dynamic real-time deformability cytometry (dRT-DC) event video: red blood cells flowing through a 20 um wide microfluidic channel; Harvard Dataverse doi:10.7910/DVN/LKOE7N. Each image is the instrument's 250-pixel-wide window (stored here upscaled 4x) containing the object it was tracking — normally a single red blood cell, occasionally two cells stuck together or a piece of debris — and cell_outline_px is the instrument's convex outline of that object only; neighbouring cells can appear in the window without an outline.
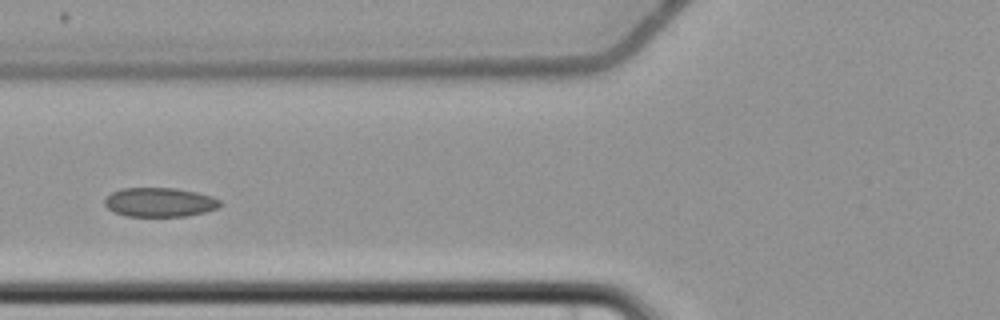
{"species": "common noctule bat (a hibernating species)", "species_latin": "Nyctalus noctula", "temperature_condition": "cold", "stored_images_in_passage": 6, "camera_frame_rate_fps": 3000, "um_per_image_px": 0.085, "animal": {"sex": "female", "body_mass_g": 22.7, "forearm_length_mm": 54.2}, "frame": {"image": 1, "passage_image": 4, "time_ms": 3.667, "image_size_px": [1000, 320], "cell_outline_px": [[220, 204], [216, 208], [204, 212], [184, 216], [124, 216], [108, 208], [104, 204], [104, 200], [112, 192], [120, 188], [176, 188], [196, 192], [212, 196], [220, 200]], "centroid_in_image_um": [13.55, 17.18], "position_along_channel_um": 112.3, "area_um2": 19.48}}
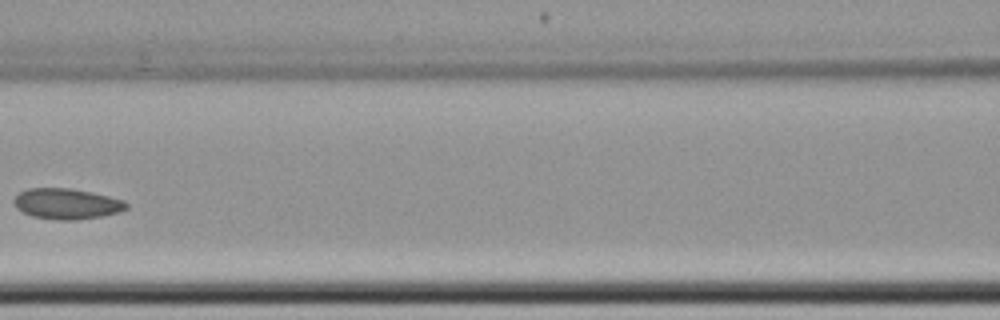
{"frame": {"image": 2, "passage_image": 5, "time_ms": 5.0, "image_size_px": [1000, 320], "cell_outline_px": [[128, 208], [120, 212], [104, 216], [76, 220], [60, 220], [32, 216], [16, 208], [12, 200], [20, 192], [28, 188], [72, 188], [92, 192], [124, 200], [128, 204]], "centroid_in_image_um": [5.69, 17.32], "position_along_channel_um": 160.9, "area_um2": 20.23}}
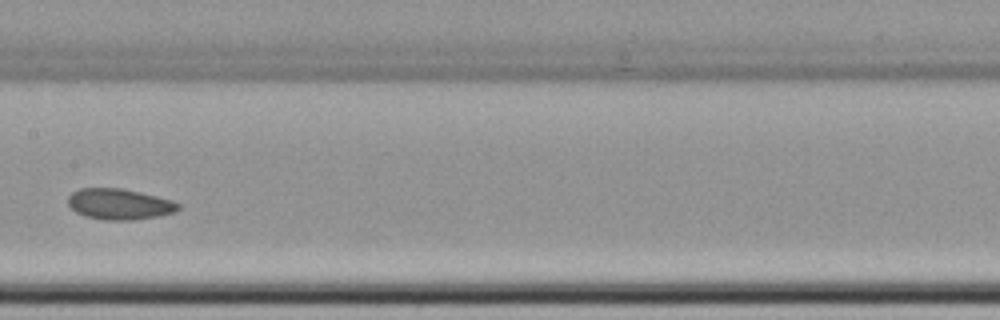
{"frame": {"image": 3, "passage_image": 6, "time_ms": 6.0, "image_size_px": [1000, 320], "cell_outline_px": [[180, 208], [176, 212], [156, 216], [132, 220], [104, 220], [84, 216], [76, 212], [68, 204], [68, 196], [72, 192], [80, 188], [120, 188], [140, 192], [172, 200], [180, 204]], "centroid_in_image_um": [10.14, 17.35], "position_along_channel_um": 197.3, "area_um2": 19.83}}